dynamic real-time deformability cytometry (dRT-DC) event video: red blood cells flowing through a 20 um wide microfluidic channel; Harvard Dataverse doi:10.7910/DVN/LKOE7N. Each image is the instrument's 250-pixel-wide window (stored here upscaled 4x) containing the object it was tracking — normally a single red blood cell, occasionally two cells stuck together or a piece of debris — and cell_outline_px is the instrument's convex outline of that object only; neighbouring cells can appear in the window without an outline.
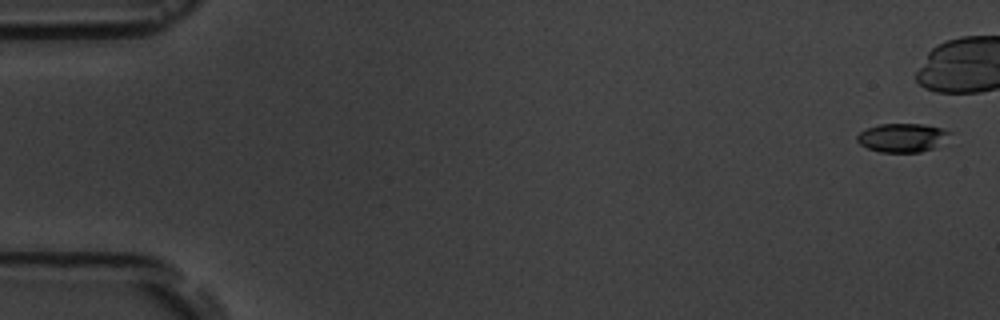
{"species": "common noctule bat (a hibernating species)", "species_latin": "Nyctalus noctula", "temperature_condition": "room temperature", "stored_images_in_passage": 7, "camera_frame_rate_fps": 3000, "um_per_image_px": 0.085, "animal": {"sex": "male", "body_mass_g": 19.5, "forearm_length_mm": 54.6}, "frame": {"image": 1, "passage_image": 1, "time_ms": 0.0, "image_size_px": [1000, 320], "cell_outline_px": [[952, 132], [936, 148], [920, 152], [880, 152], [868, 148], [860, 144], [856, 140], [856, 136], [860, 132], [868, 128], [880, 124], [920, 124], [940, 128]], "centroid_in_image_um": [76.68, 11.71], "position_along_channel_um": 8.3, "area_um2": 15.37}}